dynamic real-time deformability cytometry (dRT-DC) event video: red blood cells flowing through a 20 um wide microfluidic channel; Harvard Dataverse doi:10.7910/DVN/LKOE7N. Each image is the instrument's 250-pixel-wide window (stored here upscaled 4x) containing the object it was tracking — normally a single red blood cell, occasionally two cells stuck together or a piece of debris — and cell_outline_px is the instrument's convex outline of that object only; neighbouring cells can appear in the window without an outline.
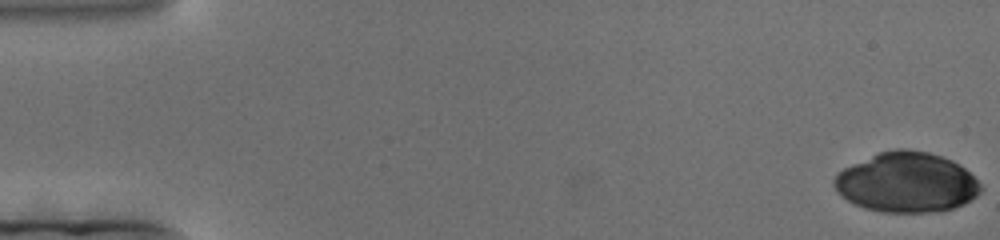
{"species": "human", "species_latin": "Homo sapiens", "temperature_condition": "cold", "stored_images_in_passage": 195, "camera_frame_rate_fps": 3000, "um_per_image_px": 0.085, "donor": {"sex": "female"}, "frame": {"image": 1, "passage_image": 1, "time_ms": 0.0, "image_size_px": [1000, 240], "cell_outline_px": [[984, 188], [976, 196], [964, 204], [940, 212], [880, 212], [864, 208], [840, 196], [832, 184], [832, 180], [836, 172], [852, 164], [880, 152], [896, 148], [908, 148], [928, 152], [952, 160], [964, 168]], "centroid_in_image_um": [77.04, 15.51], "position_along_channel_um": 8.0, "area_um2": 51.38}}
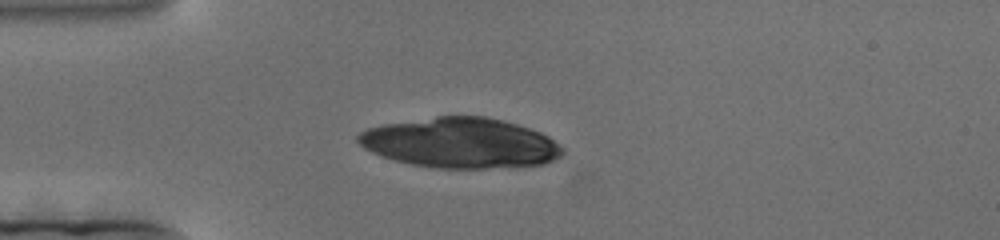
{"frame": {"image": 2, "passage_image": 52, "time_ms": 17.0, "image_size_px": [1000, 240], "cell_outline_px": [[564, 152], [560, 156], [544, 164], [484, 168], [436, 168], [412, 164], [396, 160], [372, 152], [364, 148], [356, 140], [356, 136], [360, 132], [368, 128], [384, 124], [436, 116], [484, 116], [504, 120], [540, 132], [548, 136], [564, 148]], "centroid_in_image_um": [39.13, 12.14], "position_along_channel_um": 45.9, "area_um2": 59.48}}